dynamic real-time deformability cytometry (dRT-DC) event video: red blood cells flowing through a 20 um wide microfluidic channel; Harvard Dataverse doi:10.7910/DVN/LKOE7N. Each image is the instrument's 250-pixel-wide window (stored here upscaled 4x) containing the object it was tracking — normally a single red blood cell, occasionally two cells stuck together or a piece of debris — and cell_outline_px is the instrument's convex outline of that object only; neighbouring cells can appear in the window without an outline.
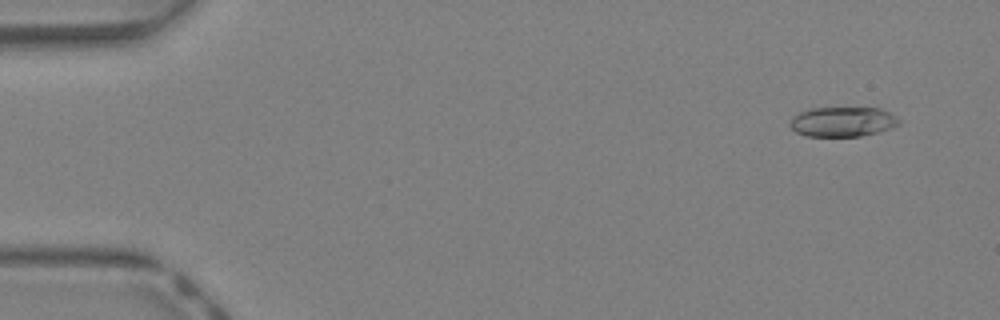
{"species": "Egyptian fruit bat (a non-hibernating species)", "species_latin": "Rousettus aegyptiacus", "temperature_condition": "warm", "stored_images_in_passage": 43, "camera_frame_rate_fps": 3000, "um_per_image_px": 0.085, "animal": {"sex": "female"}, "frame": {"image": 1, "passage_image": 3, "time_ms": 0.667, "image_size_px": [1000, 320], "cell_outline_px": [[900, 124], [892, 128], [880, 132], [860, 136], [808, 136], [796, 132], [788, 124], [792, 116], [800, 112], [812, 108], [880, 108], [888, 112], [900, 120]], "centroid_in_image_um": [71.62, 10.35], "position_along_channel_um": 13.4, "area_um2": 18.96}}
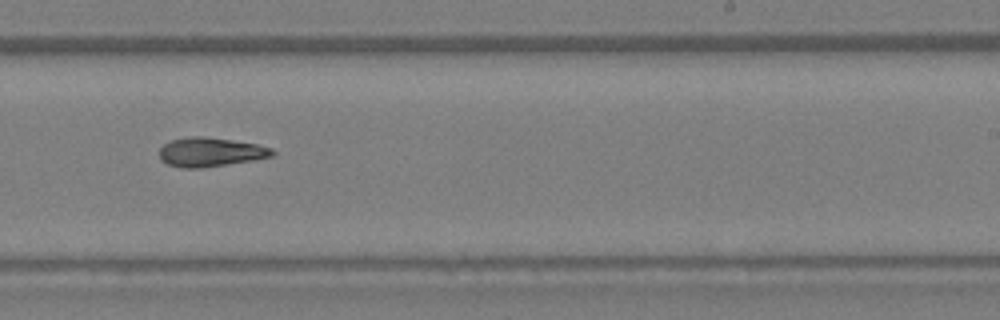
{"frame": {"image": 2, "passage_image": 27, "time_ms": 8.667, "image_size_px": [1000, 320], "cell_outline_px": [[276, 156], [252, 160], [200, 168], [180, 168], [168, 164], [160, 160], [160, 148], [164, 144], [172, 140], [192, 136], [204, 136], [232, 140], [256, 144], [272, 148], [276, 152]], "centroid_in_image_um": [17.9, 12.93], "position_along_channel_um": 271.1, "area_um2": 19.13}}
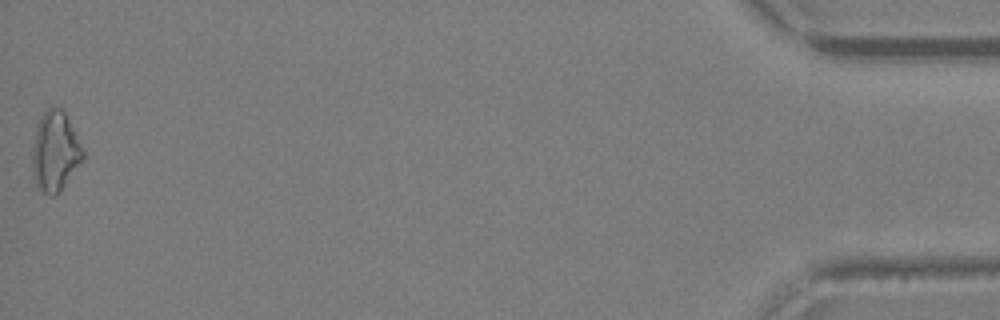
{"frame": {"image": 3, "passage_image": 43, "time_ms": 14.0, "image_size_px": [1000, 320], "cell_outline_px": [[84, 160], [60, 192], [56, 196], [52, 196], [44, 192], [36, 184], [32, 176], [32, 148], [36, 124], [40, 116], [48, 108], [60, 108], [64, 112], [84, 152]], "centroid_in_image_um": [4.66, 12.91], "position_along_channel_um": 430.5, "area_um2": 23.58}, "authors_computed_cell_mechanics": {"area_um2": 19.2474, "velocity_mm_per_s": 4.8076, "shape_relaxation_time_tau1_ms": 8.5593, "shape_relaxation_time_tau2_ms": null, "deformation_change_tau1": 0.215, "deformation_change_tau2": null}}